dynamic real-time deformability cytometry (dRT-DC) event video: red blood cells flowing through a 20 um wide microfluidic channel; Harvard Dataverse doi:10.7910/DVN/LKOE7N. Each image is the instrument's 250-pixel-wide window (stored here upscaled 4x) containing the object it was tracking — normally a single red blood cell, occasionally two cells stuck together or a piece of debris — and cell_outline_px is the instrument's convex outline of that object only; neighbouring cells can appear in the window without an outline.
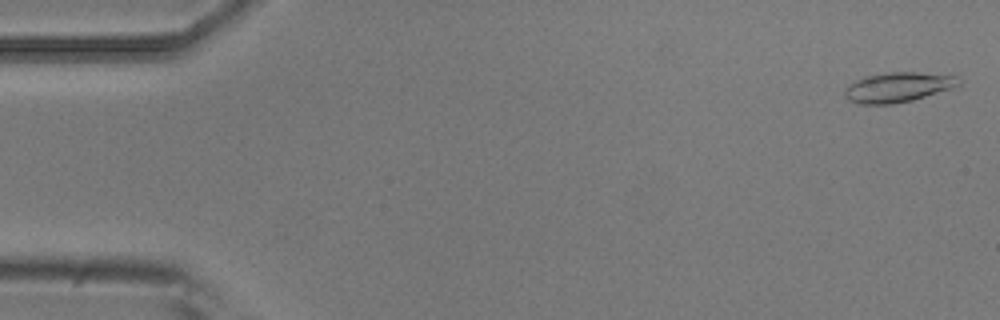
{"species": "common noctule bat (a hibernating species)", "species_latin": "Nyctalus noctula", "temperature_condition": "room temperature", "stored_images_in_passage": 5, "camera_frame_rate_fps": 3000, "um_per_image_px": 0.085, "animal": {"sex": "male", "body_mass_g": 20.5, "forearm_length_mm": 52.5}, "frame": {"image": 1, "passage_image": 1, "time_ms": 0.0, "image_size_px": [1000, 320], "cell_outline_px": [[960, 84], [952, 88], [912, 100], [892, 104], [860, 104], [848, 100], [844, 96], [844, 88], [856, 80], [864, 76], [888, 72], [916, 72], [960, 76]], "centroid_in_image_um": [76.31, 7.41], "position_along_channel_um": 8.7, "area_um2": 19.88}}
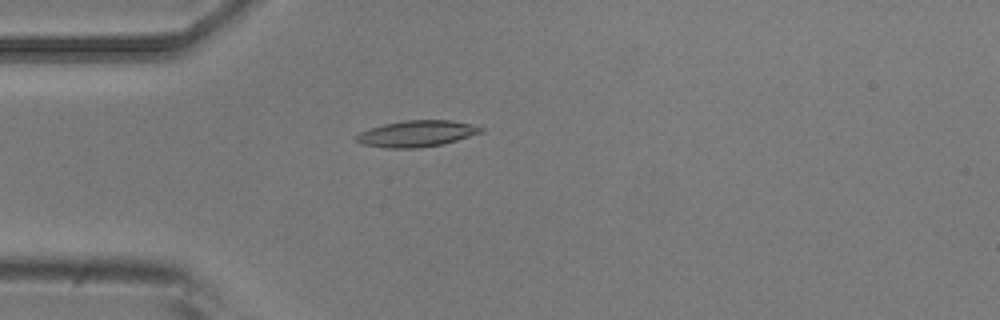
{"frame": {"image": 2, "passage_image": 5, "time_ms": 1.333, "image_size_px": [1000, 320], "cell_outline_px": [[484, 132], [444, 144], [420, 148], [388, 148], [364, 144], [356, 140], [356, 136], [360, 132], [384, 124], [404, 120], [452, 120], [472, 124], [484, 128]], "centroid_in_image_um": [35.49, 11.36], "position_along_channel_um": 49.5, "area_um2": 19.07}}